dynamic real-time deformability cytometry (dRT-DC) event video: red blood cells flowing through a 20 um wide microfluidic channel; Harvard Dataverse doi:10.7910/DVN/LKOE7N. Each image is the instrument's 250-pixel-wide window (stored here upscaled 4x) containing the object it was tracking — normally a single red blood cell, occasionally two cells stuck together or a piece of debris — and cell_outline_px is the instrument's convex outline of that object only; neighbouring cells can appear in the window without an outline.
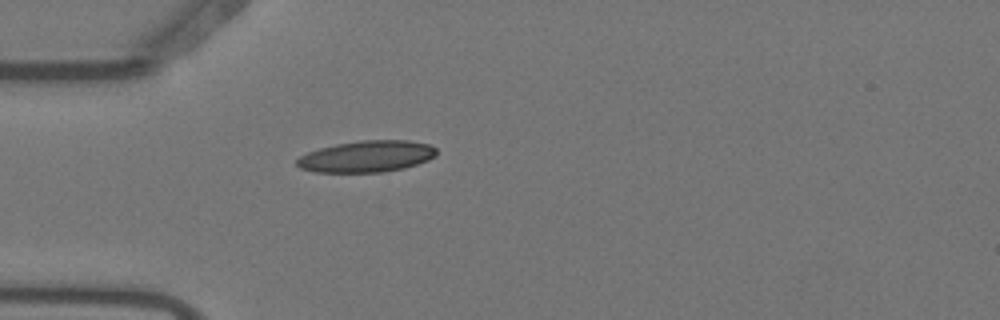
{"species": "Egyptian fruit bat (a non-hibernating species)", "species_latin": "Rousettus aegyptiacus", "temperature_condition": "warm", "stored_images_in_passage": 1, "camera_frame_rate_fps": 3000, "um_per_image_px": 0.085, "animal": {"sex": "female"}, "frame": {"image": 1, "passage_image": 1, "time_ms": 0.0, "image_size_px": [1000, 320], "cell_outline_px": [[436, 152], [428, 160], [404, 168], [380, 172], [316, 172], [300, 168], [296, 164], [296, 160], [300, 156], [308, 152], [320, 148], [336, 144], [360, 140], [408, 140], [428, 144], [436, 148]], "centroid_in_image_um": [31.14, 13.29], "position_along_channel_um": 53.9, "area_um2": 25.43}}